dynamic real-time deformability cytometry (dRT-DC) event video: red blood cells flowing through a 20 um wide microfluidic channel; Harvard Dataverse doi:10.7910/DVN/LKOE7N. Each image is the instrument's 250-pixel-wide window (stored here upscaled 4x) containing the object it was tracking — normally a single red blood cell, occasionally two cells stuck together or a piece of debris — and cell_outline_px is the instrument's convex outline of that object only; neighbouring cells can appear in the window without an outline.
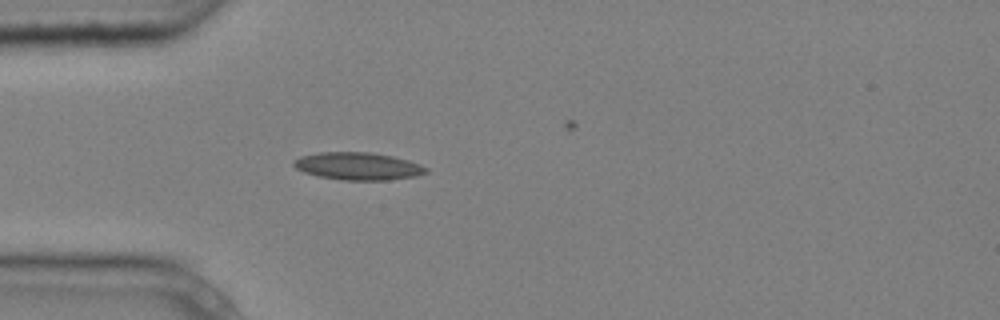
{"species": "common noctule bat (a hibernating species)", "species_latin": "Nyctalus noctula", "temperature_condition": "cold", "stored_images_in_passage": 2, "camera_frame_rate_fps": 3000, "um_per_image_px": 0.085, "animal": {"sex": "male", "body_mass_g": 20.4}, "frame": {"image": 1, "passage_image": 1, "time_ms": 0.0, "image_size_px": [1000, 320], "cell_outline_px": [[428, 172], [416, 176], [388, 180], [344, 180], [320, 176], [304, 172], [296, 168], [292, 164], [292, 160], [300, 156], [320, 152], [368, 152], [392, 156], [408, 160], [420, 164], [428, 168]], "centroid_in_image_um": [30.43, 14.12], "position_along_channel_um": 54.6, "area_um2": 21.21}}